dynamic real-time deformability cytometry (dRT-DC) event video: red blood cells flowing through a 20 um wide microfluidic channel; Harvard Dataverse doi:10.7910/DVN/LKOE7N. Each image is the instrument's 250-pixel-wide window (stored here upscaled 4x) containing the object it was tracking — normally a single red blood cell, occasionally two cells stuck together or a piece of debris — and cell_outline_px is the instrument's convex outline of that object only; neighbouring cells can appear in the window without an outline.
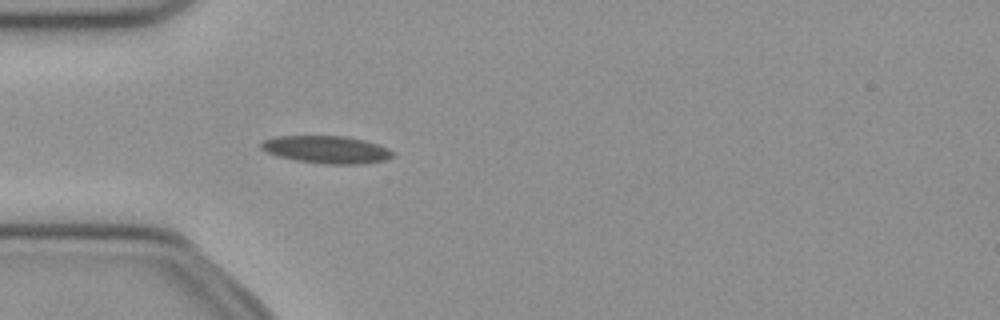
{"species": "common noctule bat (a hibernating species)", "species_latin": "Nyctalus noctula", "temperature_condition": "cold", "stored_images_in_passage": 43, "camera_frame_rate_fps": 3000, "um_per_image_px": 0.085, "animal": {"sex": "female", "body_mass_g": 21.9}, "frame": {"image": 1, "passage_image": 7, "time_ms": 2.0, "image_size_px": [1000, 320], "cell_outline_px": [[392, 156], [384, 160], [360, 164], [324, 164], [296, 160], [280, 156], [268, 152], [260, 148], [260, 144], [264, 140], [276, 136], [344, 136], [364, 140], [388, 148], [392, 152]], "centroid_in_image_um": [27.74, 12.71], "position_along_channel_um": 57.3, "area_um2": 20.81}}
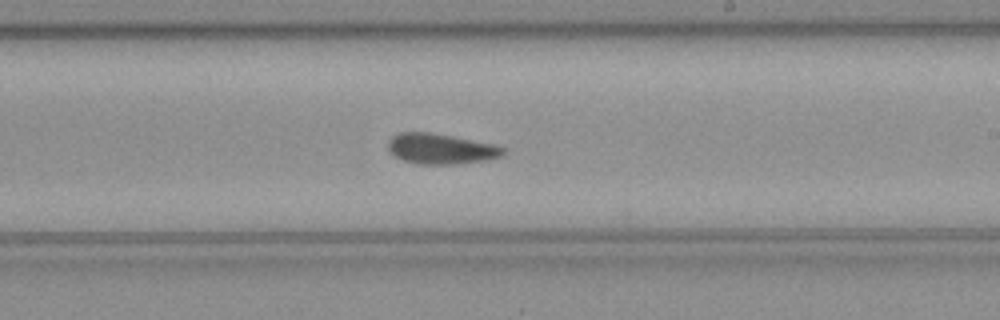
{"frame": {"image": 2, "passage_image": 22, "time_ms": 7.0, "image_size_px": [1000, 320], "cell_outline_px": [[504, 156], [484, 160], [456, 164], [420, 164], [404, 160], [388, 152], [388, 140], [392, 136], [400, 132], [428, 132], [452, 136], [496, 144], [504, 148]], "centroid_in_image_um": [37.47, 12.64], "position_along_channel_um": 251.5, "area_um2": 20.4}}
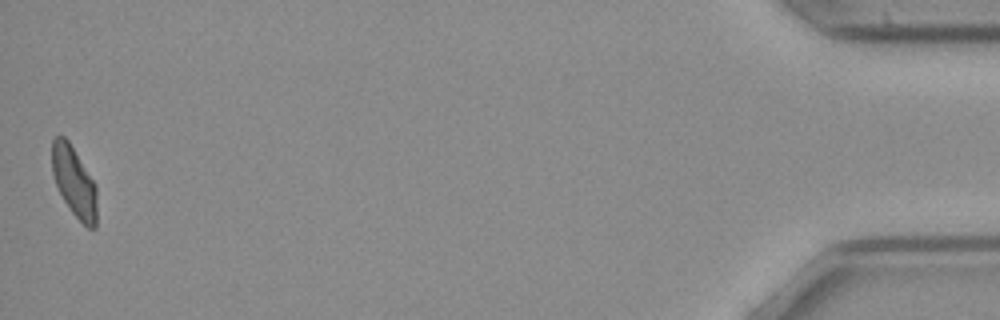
{"frame": {"image": 3, "passage_image": 43, "time_ms": 14.0, "image_size_px": [1000, 320], "cell_outline_px": [[96, 228], [88, 228], [72, 212], [64, 200], [56, 184], [52, 172], [52, 140], [56, 136], [64, 136], [68, 140], [96, 184]], "centroid_in_image_um": [6.3, 15.44], "position_along_channel_um": 428.9, "area_um2": 18.15}, "authors_computed_cell_mechanics": {"area_um2": 20.1144, "velocity_mm_per_s": 3.9546, "shape_relaxation_time_tau1_ms": null, "shape_relaxation_time_tau2_ms": 5.462, "deformation_change_tau1": null, "deformation_change_tau2": 0.0964}}